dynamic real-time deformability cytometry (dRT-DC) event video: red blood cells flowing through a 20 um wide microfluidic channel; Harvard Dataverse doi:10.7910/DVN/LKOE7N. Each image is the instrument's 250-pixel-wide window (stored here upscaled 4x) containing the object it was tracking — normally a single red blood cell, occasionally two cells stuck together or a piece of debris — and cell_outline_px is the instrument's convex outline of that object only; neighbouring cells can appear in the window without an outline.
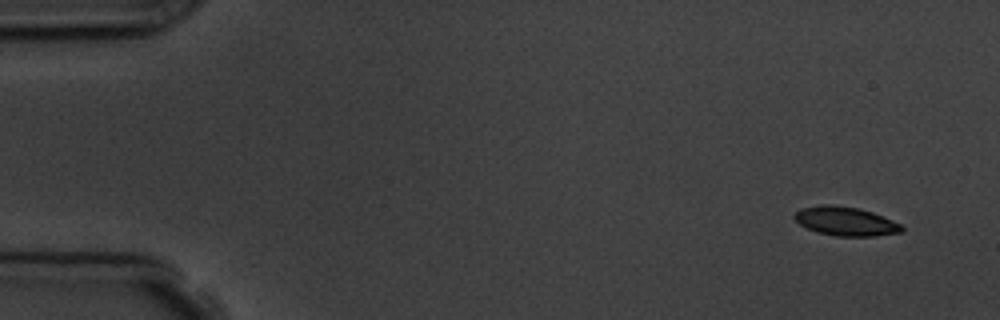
{"species": "common noctule bat (a hibernating species)", "species_latin": "Nyctalus noctula", "temperature_condition": "room temperature", "stored_images_in_passage": 5, "camera_frame_rate_fps": 3000, "um_per_image_px": 0.085, "animal": {"sex": "male", "body_mass_g": 19.5, "forearm_length_mm": 54.6}, "frame": {"image": 1, "passage_image": 1, "time_ms": 0.0, "image_size_px": [1000, 320], "cell_outline_px": [[904, 232], [876, 236], [836, 236], [816, 232], [800, 224], [792, 216], [800, 208], [820, 204], [828, 204], [860, 208], [872, 212], [892, 220], [900, 224], [904, 228]], "centroid_in_image_um": [71.87, 18.8], "position_along_channel_um": 13.1, "area_um2": 18.21}}
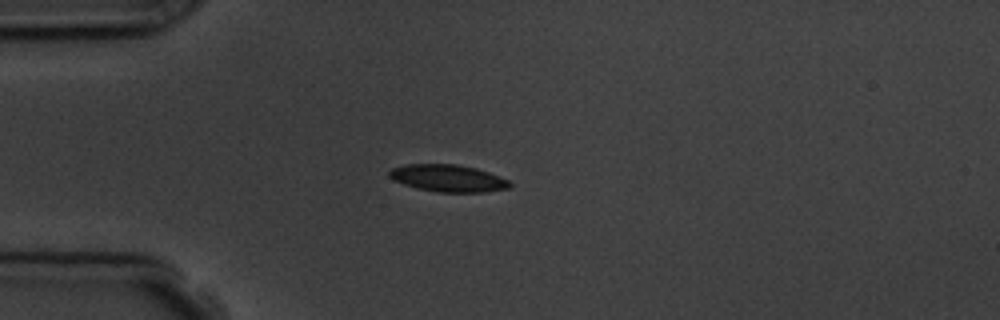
{"frame": {"image": 2, "passage_image": 4, "time_ms": 3.667, "image_size_px": [1000, 320], "cell_outline_px": [[512, 184], [508, 188], [484, 192], [436, 192], [416, 188], [392, 180], [388, 176], [388, 172], [392, 168], [404, 164], [456, 164], [476, 168], [488, 172], [508, 180]], "centroid_in_image_um": [38.04, 15.14], "position_along_channel_um": 47.0, "area_um2": 19.07}}